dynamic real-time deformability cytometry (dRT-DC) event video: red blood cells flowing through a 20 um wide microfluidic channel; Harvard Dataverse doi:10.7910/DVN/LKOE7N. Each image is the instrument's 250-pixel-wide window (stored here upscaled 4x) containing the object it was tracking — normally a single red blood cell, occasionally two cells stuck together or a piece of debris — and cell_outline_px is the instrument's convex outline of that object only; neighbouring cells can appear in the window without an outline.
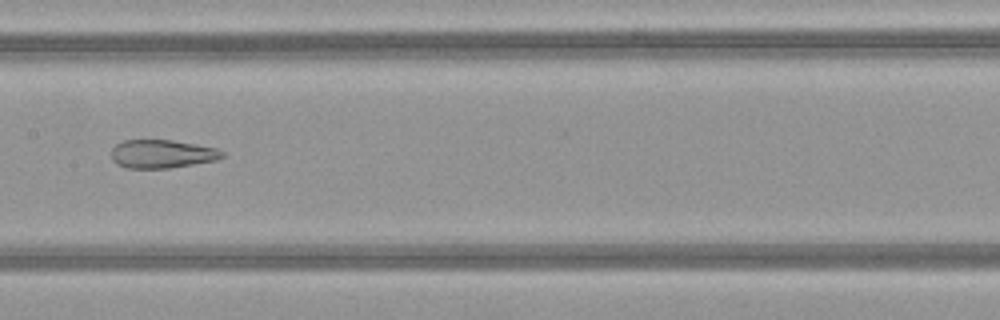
{"species": "common noctule bat (a hibernating species)", "species_latin": "Nyctalus noctula", "temperature_condition": "warm", "stored_images_in_passage": 48, "camera_frame_rate_fps": 3000, "um_per_image_px": 0.085, "animal": {"sex": "female", "body_mass_g": 21.9}, "frame": {"image": 1, "passage_image": 24, "time_ms": 7.667, "image_size_px": [1000, 320], "cell_outline_px": [[224, 156], [216, 160], [168, 168], [128, 168], [116, 164], [112, 160], [112, 148], [116, 144], [124, 140], [172, 140], [196, 144], [216, 148], [224, 152]], "centroid_in_image_um": [13.75, 13.08], "position_along_channel_um": 193.6, "area_um2": 18.26}}
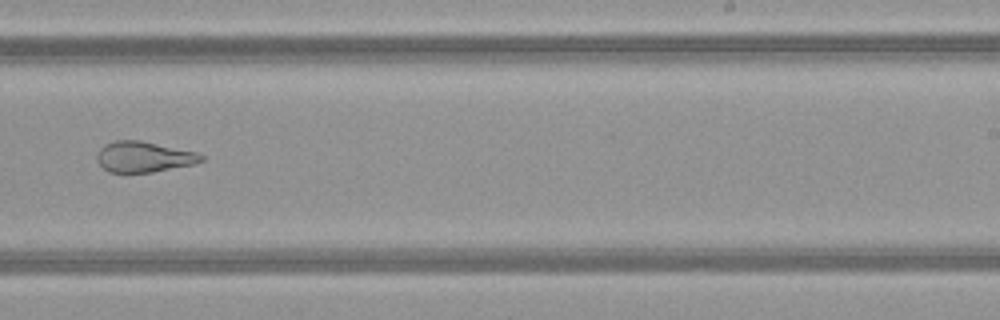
{"frame": {"image": 2, "passage_image": 30, "time_ms": 9.667, "image_size_px": [1000, 320], "cell_outline_px": [[204, 160], [192, 164], [152, 172], [108, 172], [96, 160], [96, 156], [100, 148], [104, 144], [116, 140], [140, 140], [196, 152], [204, 156]], "centroid_in_image_um": [12.19, 13.32], "position_along_channel_um": 276.8, "area_um2": 18.5}}
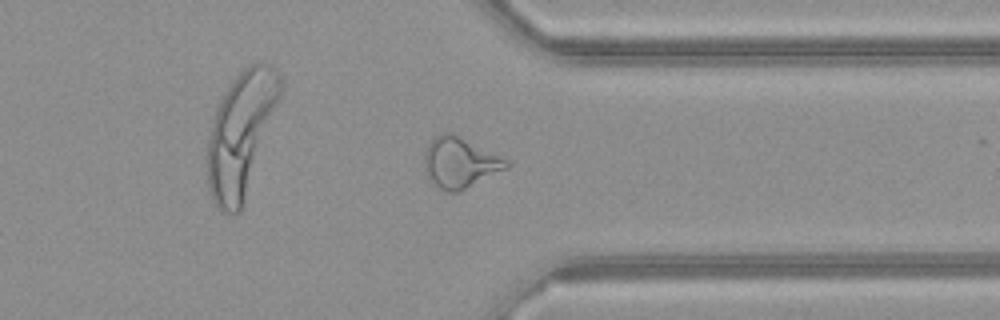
{"frame": {"image": 3, "passage_image": 37, "time_ms": 12.0, "image_size_px": [1000, 320], "cell_outline_px": [[512, 164], [508, 168], [460, 192], [448, 192], [440, 188], [428, 176], [424, 164], [424, 152], [432, 136], [444, 132], [452, 132], [508, 160]], "centroid_in_image_um": [39.1, 13.81], "position_along_channel_um": 372.3, "area_um2": 24.22}, "authors_computed_cell_mechanics": {"area_um2": 25.721, "velocity_mm_per_s": 4.1697, "shape_relaxation_time_tau1_ms": null, "shape_relaxation_time_tau2_ms": 1.8246, "deformation_change_tau1": null, "deformation_change_tau2": 0.1144}}